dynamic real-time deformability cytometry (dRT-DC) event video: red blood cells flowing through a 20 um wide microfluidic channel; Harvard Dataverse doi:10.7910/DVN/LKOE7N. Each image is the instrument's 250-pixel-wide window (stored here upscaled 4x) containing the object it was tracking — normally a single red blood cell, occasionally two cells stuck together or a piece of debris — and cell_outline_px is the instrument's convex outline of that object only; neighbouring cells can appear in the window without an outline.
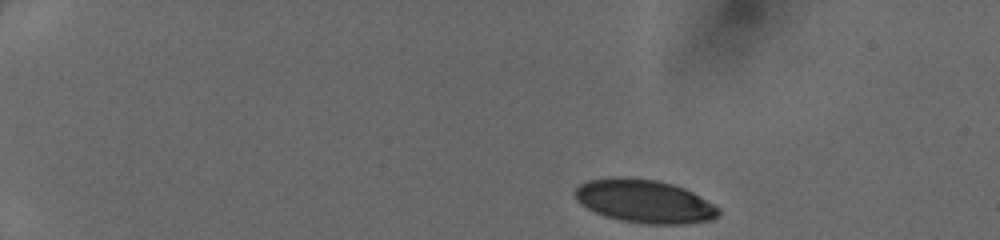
{"species": "human", "species_latin": "Homo sapiens", "temperature_condition": "cold", "stored_images_in_passage": 41, "camera_frame_rate_fps": 3000, "um_per_image_px": 0.085, "donor": {"sex": "female"}, "frame": {"image": 1, "passage_image": 1, "time_ms": 0.0, "image_size_px": [1000, 240], "cell_outline_px": [[720, 212], [712, 220], [684, 224], [644, 224], [620, 220], [604, 216], [580, 204], [576, 200], [576, 188], [580, 184], [588, 180], [608, 176], [628, 176], [656, 180], [672, 184], [684, 188], [692, 192], [720, 208]], "centroid_in_image_um": [54.76, 17.09], "position_along_channel_um": 30.2, "area_um2": 36.41}}
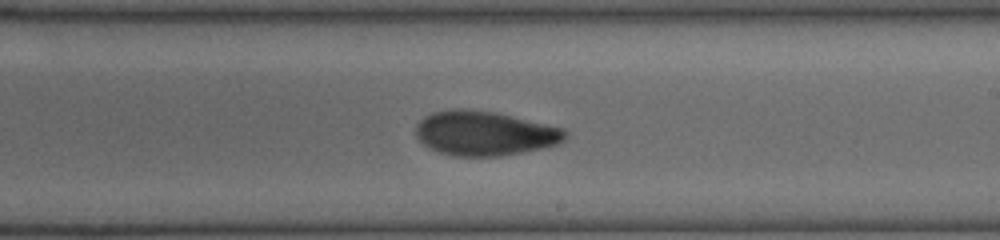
{"frame": {"image": 2, "passage_image": 24, "time_ms": 7.667, "image_size_px": [1000, 240], "cell_outline_px": [[568, 136], [560, 144], [544, 148], [500, 156], [452, 156], [428, 148], [416, 136], [416, 124], [424, 116], [432, 112], [456, 108], [460, 108], [496, 112], [564, 128], [568, 132]], "centroid_in_image_um": [41.21, 11.33], "position_along_channel_um": 247.8, "area_um2": 39.02}}
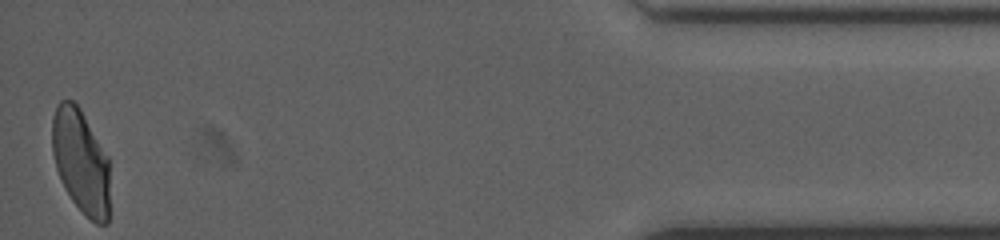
{"frame": {"image": 3, "passage_image": 41, "time_ms": 13.333, "image_size_px": [1000, 240], "cell_outline_px": [[108, 224], [96, 224], [72, 200], [60, 180], [56, 168], [52, 152], [52, 116], [60, 100], [72, 100], [80, 108], [108, 156]], "centroid_in_image_um": [6.85, 13.69], "position_along_channel_um": 428.3, "area_um2": 34.68}}